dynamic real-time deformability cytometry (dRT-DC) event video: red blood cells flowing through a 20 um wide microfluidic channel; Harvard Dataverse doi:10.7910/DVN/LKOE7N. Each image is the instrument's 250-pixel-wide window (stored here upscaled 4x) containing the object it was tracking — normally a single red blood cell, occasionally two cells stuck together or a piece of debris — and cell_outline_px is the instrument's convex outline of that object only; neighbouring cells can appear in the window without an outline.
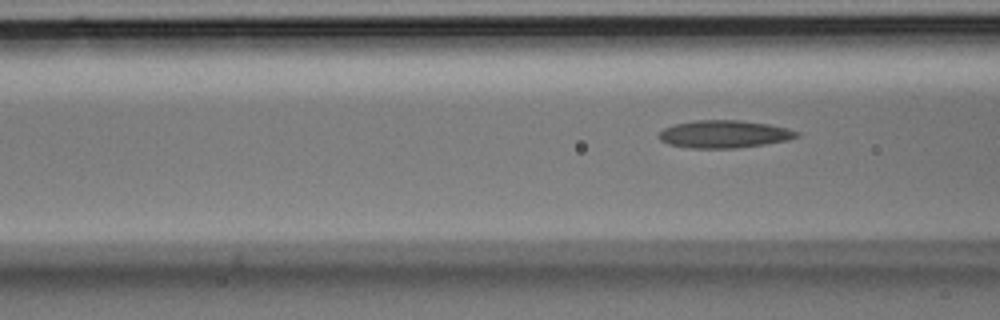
{"species": "Egyptian fruit bat (a non-hibernating species)", "species_latin": "Rousettus aegyptiacus", "temperature_condition": "room temperature", "stored_images_in_passage": 5, "camera_frame_rate_fps": 3000, "um_per_image_px": 0.085, "animal": {"sex": "male"}, "frame": {"image": 1, "passage_image": 5, "time_ms": 1.333, "image_size_px": [1000, 320], "cell_outline_px": [[800, 136], [788, 140], [764, 144], [736, 148], [692, 148], [668, 144], [660, 140], [660, 132], [664, 128], [676, 124], [696, 120], [740, 120], [768, 124], [800, 132]], "centroid_in_image_um": [61.57, 11.4], "position_along_channel_um": 105.0, "area_um2": 21.96}}